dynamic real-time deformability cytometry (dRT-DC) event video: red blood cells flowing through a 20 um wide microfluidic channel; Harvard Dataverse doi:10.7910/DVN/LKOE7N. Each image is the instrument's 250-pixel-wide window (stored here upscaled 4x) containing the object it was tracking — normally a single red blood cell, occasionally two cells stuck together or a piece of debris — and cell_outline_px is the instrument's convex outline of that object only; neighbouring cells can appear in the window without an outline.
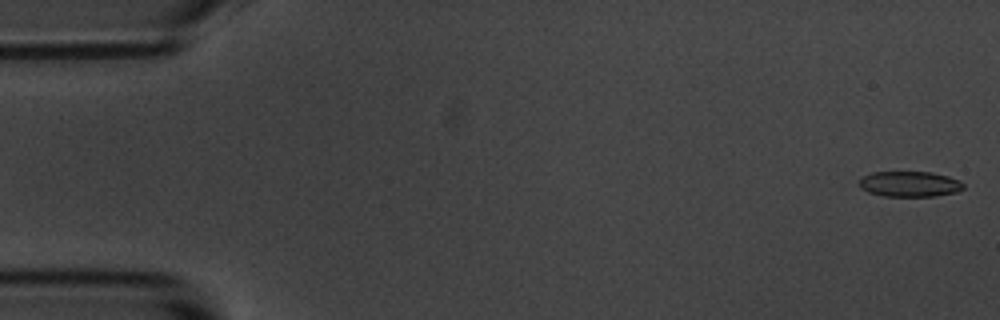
{"species": "common noctule bat (a hibernating species)", "species_latin": "Nyctalus noctula", "temperature_condition": "room temperature", "stored_images_in_passage": 6, "camera_frame_rate_fps": 3000, "um_per_image_px": 0.085, "animal": {"sex": "male", "body_mass_g": 20.1, "forearm_length_mm": 53.5}, "frame": {"image": 1, "passage_image": 1, "time_ms": 0.0, "image_size_px": [1000, 320], "cell_outline_px": [[964, 188], [956, 192], [936, 196], [884, 196], [868, 192], [860, 188], [860, 176], [872, 172], [932, 172], [948, 176], [960, 180], [964, 184]], "centroid_in_image_um": [77.32, 15.64], "position_along_channel_um": 7.7, "area_um2": 15.61}}